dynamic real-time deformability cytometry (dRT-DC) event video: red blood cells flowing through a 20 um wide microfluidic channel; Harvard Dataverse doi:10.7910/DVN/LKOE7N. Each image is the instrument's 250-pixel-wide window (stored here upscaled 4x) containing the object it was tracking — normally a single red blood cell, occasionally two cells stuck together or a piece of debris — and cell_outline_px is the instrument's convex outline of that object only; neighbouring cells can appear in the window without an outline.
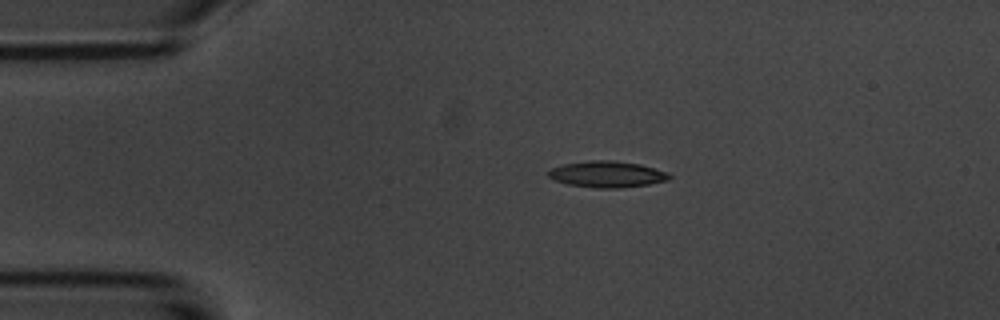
{"species": "common noctule bat (a hibernating species)", "species_latin": "Nyctalus noctula", "temperature_condition": "room temperature", "stored_images_in_passage": 3, "camera_frame_rate_fps": 3000, "um_per_image_px": 0.085, "animal": {"sex": "male", "body_mass_g": 20.1, "forearm_length_mm": 53.5}, "frame": {"image": 1, "passage_image": 1, "time_ms": 0.0, "image_size_px": [1000, 320], "cell_outline_px": [[672, 176], [668, 180], [648, 184], [620, 188], [596, 188], [568, 184], [556, 180], [548, 176], [548, 172], [552, 168], [564, 164], [588, 160], [612, 160], [640, 164], [668, 172]], "centroid_in_image_um": [51.62, 14.8], "position_along_channel_um": 33.4, "area_um2": 18.44}}